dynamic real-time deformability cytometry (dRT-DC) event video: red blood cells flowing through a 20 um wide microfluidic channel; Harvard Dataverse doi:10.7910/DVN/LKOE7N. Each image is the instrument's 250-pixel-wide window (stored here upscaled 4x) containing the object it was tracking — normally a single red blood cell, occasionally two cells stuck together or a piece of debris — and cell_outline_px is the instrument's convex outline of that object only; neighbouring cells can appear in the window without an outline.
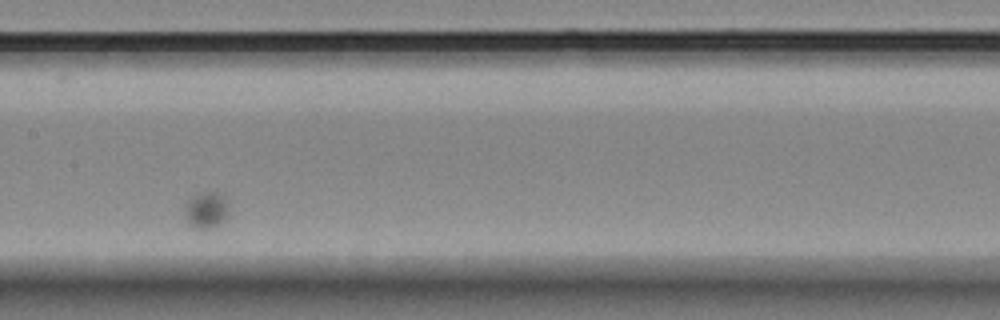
{"species": "Egyptian fruit bat (a non-hibernating species)", "species_latin": "Rousettus aegyptiacus", "temperature_condition": "room temperature", "stored_images_in_passage": 50, "segment_of_instrument_passage": [2, 2], "camera_frame_rate_fps": 3000, "um_per_image_px": 0.085, "animal": {"sex": "female"}, "frame": {"image": 1, "passage_image": 31, "time_ms": 10.0, "image_size_px": [1000, 320], "cell_outline_px": [[228, 216], [216, 228], [204, 232], [192, 228], [188, 224], [184, 216], [184, 204], [188, 196], [192, 192], [220, 192], [228, 196]], "centroid_in_image_um": [17.5, 17.86], "position_along_channel_um": 189.9, "area_um2": 10.58}}
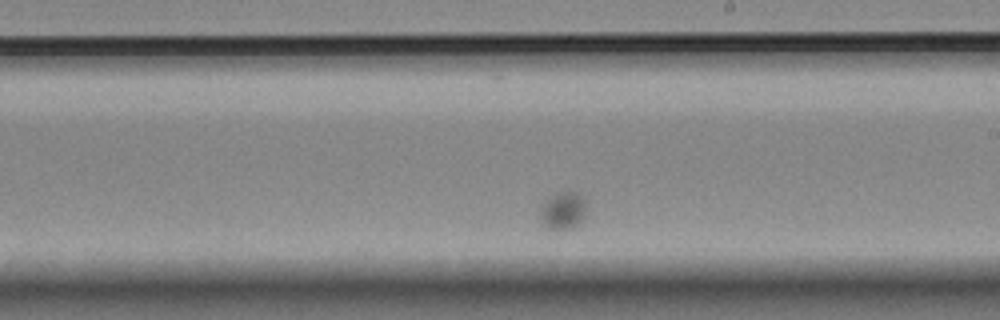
{"frame": {"image": 2, "passage_image": 36, "time_ms": 11.667, "image_size_px": [1000, 320], "cell_outline_px": [[584, 216], [580, 224], [564, 232], [556, 232], [548, 228], [540, 220], [540, 204], [544, 200], [556, 192], [568, 188], [580, 192], [584, 196]], "centroid_in_image_um": [47.84, 17.88], "position_along_channel_um": 241.2, "area_um2": 10.98}}